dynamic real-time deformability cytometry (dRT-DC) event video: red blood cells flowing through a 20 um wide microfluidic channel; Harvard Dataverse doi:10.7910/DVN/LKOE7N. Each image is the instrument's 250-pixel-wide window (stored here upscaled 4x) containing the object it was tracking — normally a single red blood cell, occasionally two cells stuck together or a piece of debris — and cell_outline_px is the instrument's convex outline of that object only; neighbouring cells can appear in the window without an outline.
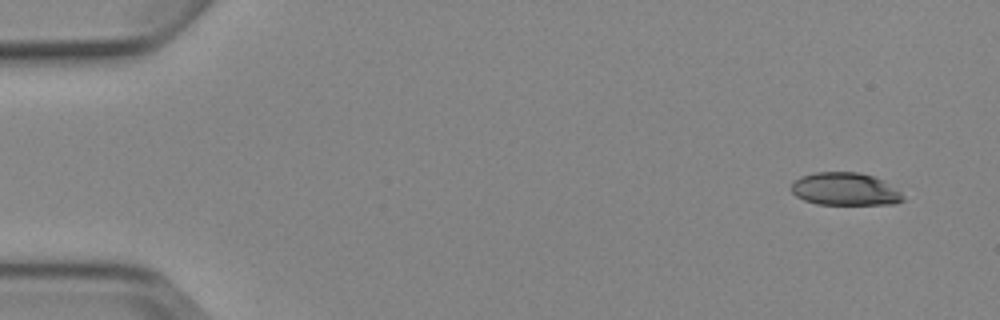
{"species": "Egyptian fruit bat (a non-hibernating species)", "species_latin": "Rousettus aegyptiacus", "temperature_condition": "cold", "stored_images_in_passage": 8, "camera_frame_rate_fps": 3000, "um_per_image_px": 0.085, "animal": {"sex": "female"}, "frame": {"image": 1, "passage_image": 1, "time_ms": 0.0, "image_size_px": [1000, 320], "cell_outline_px": [[904, 200], [896, 204], [816, 204], [804, 200], [796, 196], [792, 192], [792, 184], [800, 176], [816, 172], [860, 172], [884, 180], [900, 192], [904, 196]], "centroid_in_image_um": [71.84, 16.07], "position_along_channel_um": 13.2, "area_um2": 21.33}}
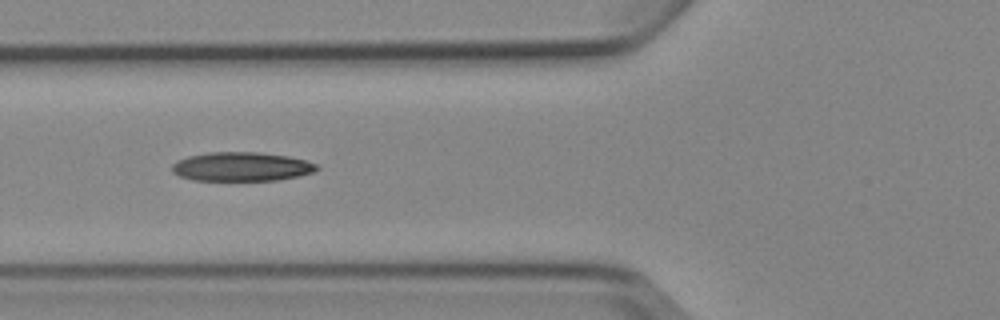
{"frame": {"image": 2, "passage_image": 6, "time_ms": 5.667, "image_size_px": [1000, 320], "cell_outline_px": [[320, 168], [312, 172], [300, 176], [276, 180], [192, 180], [180, 176], [172, 172], [172, 164], [176, 160], [188, 156], [208, 152], [256, 152], [288, 156], [304, 160], [316, 164]], "centroid_in_image_um": [20.5, 14.16], "position_along_channel_um": 105.3, "area_um2": 24.45}}
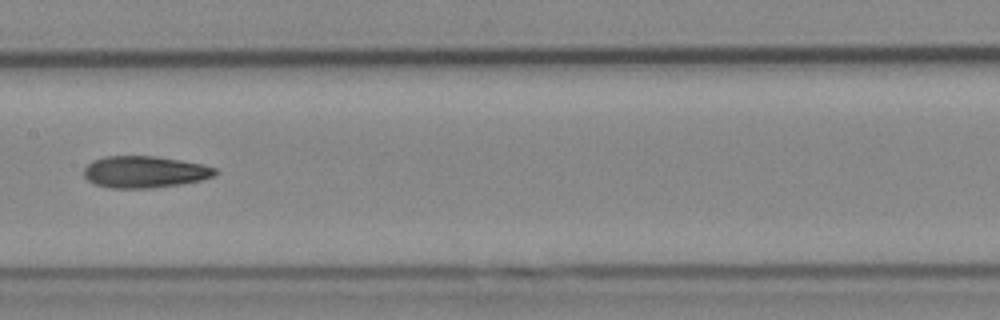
{"frame": {"image": 3, "passage_image": 8, "time_ms": 8.0, "image_size_px": [1000, 320], "cell_outline_px": [[220, 172], [216, 176], [200, 180], [180, 184], [152, 188], [108, 188], [96, 184], [88, 180], [84, 176], [84, 168], [92, 160], [104, 156], [156, 156], [180, 160], [200, 164], [216, 168]], "centroid_in_image_um": [12.3, 14.61], "position_along_channel_um": 195.1, "area_um2": 24.39}}